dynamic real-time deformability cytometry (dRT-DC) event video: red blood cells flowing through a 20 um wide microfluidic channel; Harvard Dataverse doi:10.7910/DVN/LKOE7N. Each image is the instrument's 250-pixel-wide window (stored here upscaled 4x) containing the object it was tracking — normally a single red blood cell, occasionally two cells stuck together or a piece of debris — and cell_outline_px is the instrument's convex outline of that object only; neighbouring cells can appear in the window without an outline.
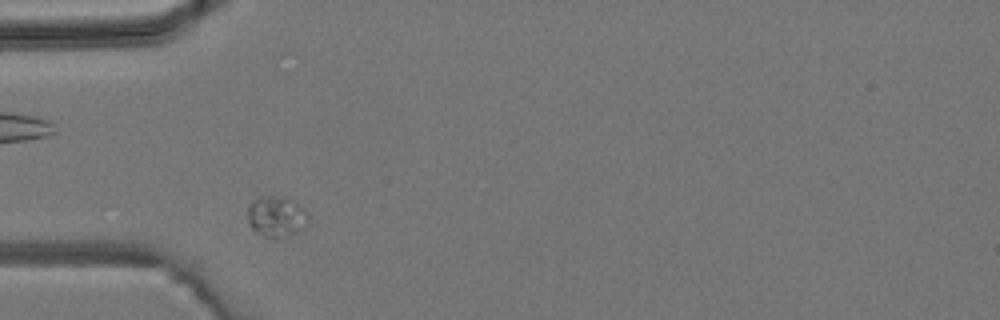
{"species": "common noctule bat (a hibernating species)", "species_latin": "Nyctalus noctula", "temperature_condition": "room temperature", "stored_images_in_passage": 5, "camera_frame_rate_fps": 3000, "um_per_image_px": 0.085, "animal": {"sex": "male", "body_mass_g": 19.2, "forearm_length_mm": 51.8}, "frame": {"image": 1, "passage_image": 5, "time_ms": 5.0, "image_size_px": [1000, 320], "cell_outline_px": [[308, 220], [304, 228], [300, 232], [276, 236], [264, 236], [256, 232], [248, 224], [248, 208], [252, 200], [260, 196], [276, 196], [296, 204], [304, 208], [308, 216]], "centroid_in_image_um": [23.46, 18.4], "position_along_channel_um": 61.5, "area_um2": 13.93}}